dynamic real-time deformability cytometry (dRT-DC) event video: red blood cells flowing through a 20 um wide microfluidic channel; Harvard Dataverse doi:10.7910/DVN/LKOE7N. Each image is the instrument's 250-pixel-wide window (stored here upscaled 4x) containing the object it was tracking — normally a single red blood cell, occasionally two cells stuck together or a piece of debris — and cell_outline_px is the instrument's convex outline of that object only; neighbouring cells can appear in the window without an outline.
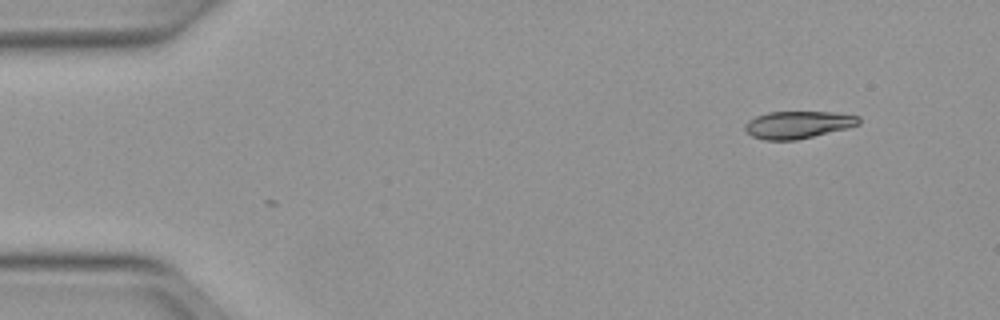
{"species": "Egyptian fruit bat (a non-hibernating species)", "species_latin": "Rousettus aegyptiacus", "temperature_condition": "warm", "stored_images_in_passage": 2, "camera_frame_rate_fps": 3000, "um_per_image_px": 0.085, "animal": {"sex": "female"}, "frame": {"image": 1, "passage_image": 2, "time_ms": 0.333, "image_size_px": [1000, 320], "cell_outline_px": [[860, 124], [848, 128], [796, 140], [764, 140], [752, 136], [744, 128], [744, 124], [748, 120], [756, 116], [768, 112], [832, 112], [860, 116]], "centroid_in_image_um": [67.83, 10.6], "position_along_channel_um": 17.2, "area_um2": 18.15}}